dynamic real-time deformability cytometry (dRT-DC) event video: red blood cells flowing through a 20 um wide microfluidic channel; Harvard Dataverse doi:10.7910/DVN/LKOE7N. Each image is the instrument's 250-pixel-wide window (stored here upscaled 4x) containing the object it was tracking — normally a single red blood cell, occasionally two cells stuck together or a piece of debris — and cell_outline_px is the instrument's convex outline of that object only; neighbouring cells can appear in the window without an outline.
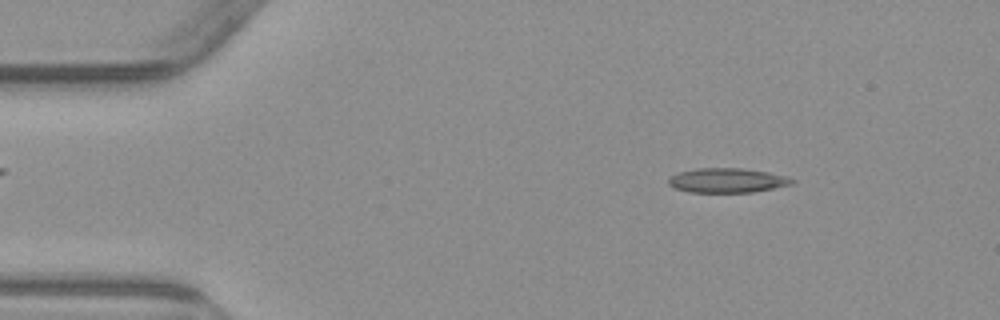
{"species": "common noctule bat (a hibernating species)", "species_latin": "Nyctalus noctula", "temperature_condition": "warm", "stored_images_in_passage": 4, "camera_frame_rate_fps": 3000, "um_per_image_px": 0.085, "animal": {"sex": "male", "body_mass_g": 23.1, "forearm_length_mm": 52.7}, "frame": {"image": 1, "passage_image": 1, "time_ms": 0.0, "image_size_px": [1000, 320], "cell_outline_px": [[796, 180], [792, 184], [752, 192], [688, 192], [672, 188], [668, 184], [668, 176], [676, 172], [696, 168], [744, 168], [768, 172], [788, 176]], "centroid_in_image_um": [61.75, 15.32], "position_along_channel_um": 23.2, "area_um2": 17.92}}
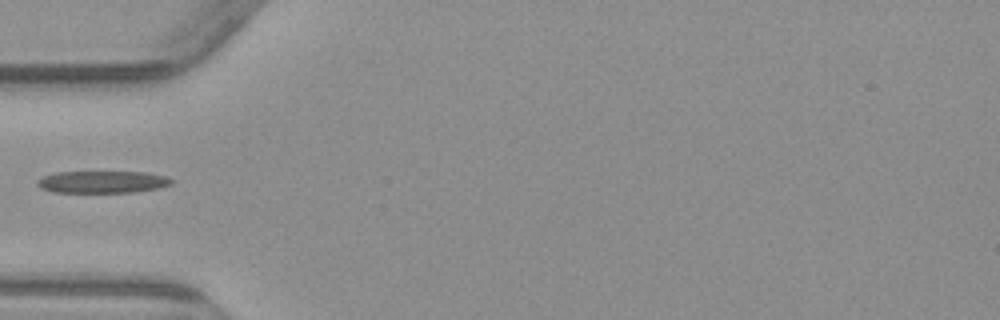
{"frame": {"image": 2, "passage_image": 4, "time_ms": 3.333, "image_size_px": [1000, 320], "cell_outline_px": [[172, 184], [160, 188], [136, 192], [52, 192], [40, 188], [36, 184], [36, 180], [44, 176], [56, 172], [144, 172], [168, 176], [172, 180]], "centroid_in_image_um": [8.71, 15.46], "position_along_channel_um": 76.3, "area_um2": 17.4}}